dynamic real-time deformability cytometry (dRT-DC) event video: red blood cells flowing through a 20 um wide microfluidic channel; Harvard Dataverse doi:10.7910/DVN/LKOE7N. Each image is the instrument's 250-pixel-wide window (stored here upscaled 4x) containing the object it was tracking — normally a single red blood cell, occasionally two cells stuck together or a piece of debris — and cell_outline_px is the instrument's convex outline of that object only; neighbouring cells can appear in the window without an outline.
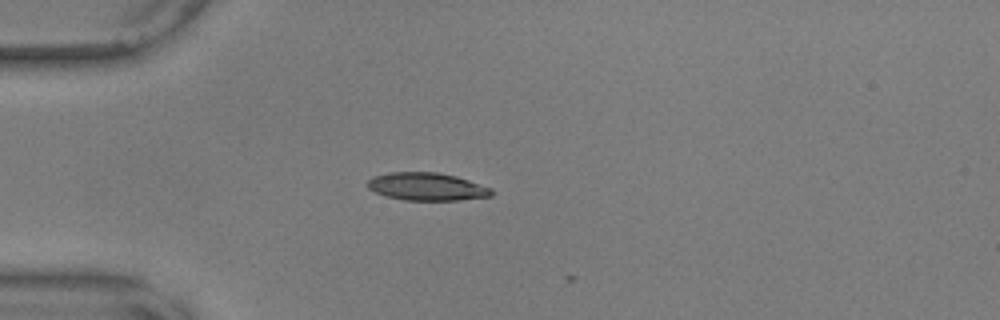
{"species": "common noctule bat (a hibernating species)", "species_latin": "Nyctalus noctula", "temperature_condition": "warm", "stored_images_in_passage": 3, "camera_frame_rate_fps": 3000, "um_per_image_px": 0.085, "animal": {"sex": "male", "body_mass_g": 17.9, "forearm_length_mm": 54.2}, "frame": {"image": 1, "passage_image": 2, "time_ms": 0.333, "image_size_px": [1000, 320], "cell_outline_px": [[492, 196], [460, 200], [404, 200], [388, 196], [376, 192], [368, 188], [368, 180], [372, 176], [388, 172], [440, 172], [456, 176], [492, 188]], "centroid_in_image_um": [36.29, 15.85], "position_along_channel_um": 48.7, "area_um2": 20.06}}